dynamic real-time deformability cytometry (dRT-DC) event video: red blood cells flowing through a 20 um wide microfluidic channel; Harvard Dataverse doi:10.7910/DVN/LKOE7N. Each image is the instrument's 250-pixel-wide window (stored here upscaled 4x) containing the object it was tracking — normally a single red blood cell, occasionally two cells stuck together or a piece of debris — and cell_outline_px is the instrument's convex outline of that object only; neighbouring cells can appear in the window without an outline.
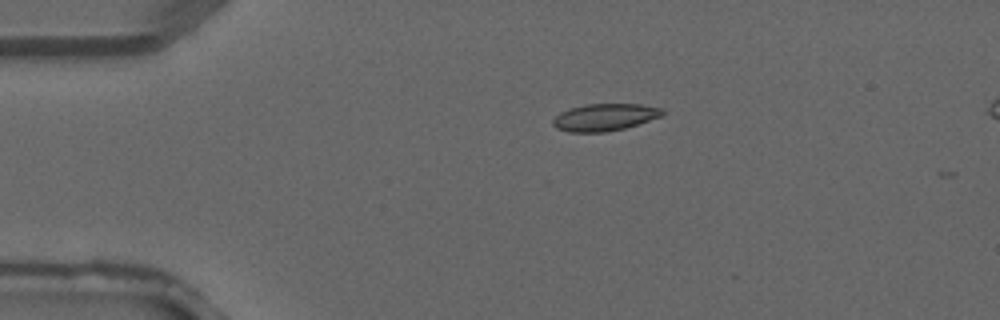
{"species": "common noctule bat (a hibernating species)", "species_latin": "Nyctalus noctula", "temperature_condition": "warm", "stored_images_in_passage": 3, "camera_frame_rate_fps": 3000, "um_per_image_px": 0.085, "animal": {"sex": "male", "forearm_length_mm": 52.5}, "frame": {"image": 1, "passage_image": 1, "time_ms": 0.0, "image_size_px": [1000, 320], "cell_outline_px": [[664, 112], [660, 116], [624, 128], [604, 132], [568, 132], [556, 128], [552, 124], [552, 120], [560, 112], [584, 104], [640, 104], [664, 108]], "centroid_in_image_um": [51.37, 9.96], "position_along_channel_um": 33.6, "area_um2": 17.17}}
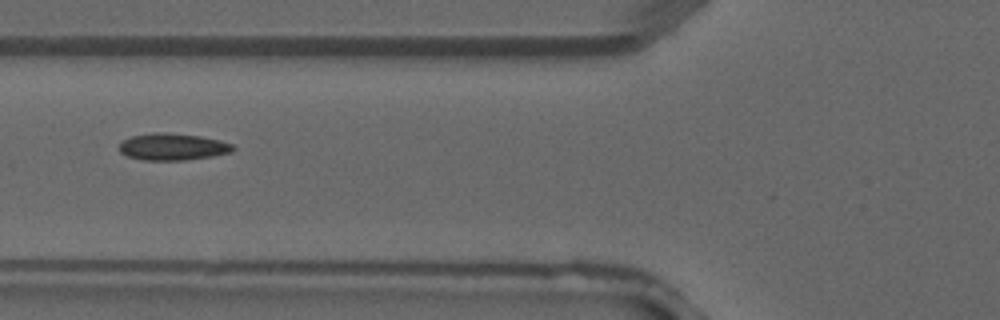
{"frame": {"image": 2, "passage_image": 3, "time_ms": 0.667, "image_size_px": [1000, 320], "cell_outline_px": [[236, 148], [232, 152], [212, 156], [184, 160], [144, 160], [128, 156], [120, 152], [120, 144], [124, 140], [132, 136], [156, 132], [164, 132], [200, 136], [232, 144]], "centroid_in_image_um": [14.68, 12.48], "position_along_channel_um": 111.1, "area_um2": 17.57}}